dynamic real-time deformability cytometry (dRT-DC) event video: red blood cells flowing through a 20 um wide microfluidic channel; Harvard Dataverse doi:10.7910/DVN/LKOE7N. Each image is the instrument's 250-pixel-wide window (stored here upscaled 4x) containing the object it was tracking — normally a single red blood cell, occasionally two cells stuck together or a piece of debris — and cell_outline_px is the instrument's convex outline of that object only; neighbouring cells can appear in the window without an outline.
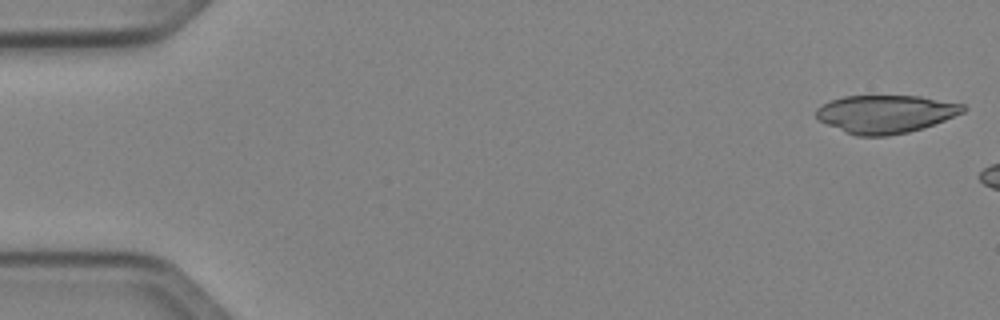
{"species": "Egyptian fruit bat (a non-hibernating species)", "species_latin": "Rousettus aegyptiacus", "temperature_condition": "cold", "stored_images_in_passage": 6, "camera_frame_rate_fps": 3000, "um_per_image_px": 0.085, "animal": {"sex": "female"}, "frame": {"image": 1, "passage_image": 1, "time_ms": 0.0, "image_size_px": [1000, 320], "cell_outline_px": [[968, 108], [964, 112], [924, 128], [908, 132], [888, 136], [856, 136], [844, 132], [820, 120], [816, 116], [816, 108], [820, 104], [828, 100], [844, 96], [920, 96], [964, 104]], "centroid_in_image_um": [75.27, 9.68], "position_along_channel_um": 9.7, "area_um2": 32.71}}